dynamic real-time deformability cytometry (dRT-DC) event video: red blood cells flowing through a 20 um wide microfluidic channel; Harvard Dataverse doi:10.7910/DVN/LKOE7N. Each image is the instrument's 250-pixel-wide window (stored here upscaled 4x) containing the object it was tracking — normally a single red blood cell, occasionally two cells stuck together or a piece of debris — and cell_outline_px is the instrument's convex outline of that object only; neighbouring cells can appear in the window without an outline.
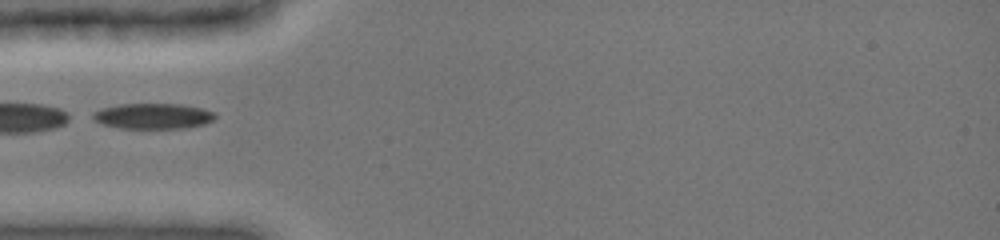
{"species": "common noctule bat (a hibernating species)", "species_latin": "Nyctalus noctula", "temperature_condition": "cold", "stored_images_in_passage": 5, "segment_of_instrument_passage": [2, 2], "camera_frame_rate_fps": 3000, "um_per_image_px": 0.085, "animal": {"sex": "female", "body_mass_g": 19.0, "forearm_length_mm": 51.5}, "frame": {"image": 1, "passage_image": 5, "time_ms": 4.333, "image_size_px": [1000, 240], "cell_outline_px": [[216, 116], [212, 120], [204, 124], [184, 128], [120, 128], [104, 124], [92, 120], [92, 112], [100, 108], [120, 104], [180, 104], [204, 108], [216, 112]], "centroid_in_image_um": [13.0, 9.86], "position_along_channel_um": 72.0, "area_um2": 18.32}}